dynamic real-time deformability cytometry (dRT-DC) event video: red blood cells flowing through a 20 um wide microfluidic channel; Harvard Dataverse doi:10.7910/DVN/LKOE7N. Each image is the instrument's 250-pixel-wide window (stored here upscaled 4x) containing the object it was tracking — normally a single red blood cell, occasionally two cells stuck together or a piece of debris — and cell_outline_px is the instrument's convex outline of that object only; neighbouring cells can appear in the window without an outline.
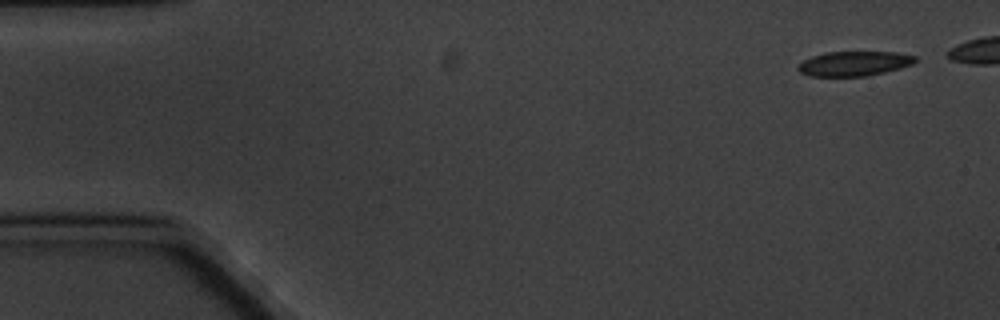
{"species": "common noctule bat (a hibernating species)", "species_latin": "Nyctalus noctula", "temperature_condition": "cold", "stored_images_in_passage": 6, "camera_frame_rate_fps": 3000, "um_per_image_px": 0.085, "animal": {"sex": "male", "body_mass_g": 20.1, "forearm_length_mm": 53.5}, "frame": {"image": 1, "passage_image": 1, "time_ms": 0.0, "image_size_px": [1000, 320], "cell_outline_px": [[916, 60], [912, 64], [900, 68], [868, 76], [808, 76], [800, 72], [796, 68], [804, 60], [812, 56], [824, 52], [896, 52], [916, 56]], "centroid_in_image_um": [72.59, 5.4], "position_along_channel_um": 12.4, "area_um2": 16.82}}
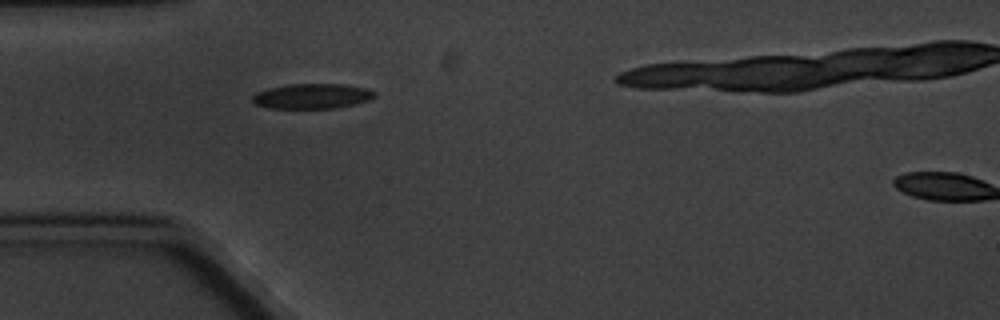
{"frame": {"image": 2, "passage_image": 5, "time_ms": 4.667, "image_size_px": [1000, 320], "cell_outline_px": [[376, 96], [368, 100], [336, 108], [268, 108], [256, 104], [252, 100], [252, 96], [256, 92], [268, 88], [288, 84], [344, 84], [364, 88], [376, 92]], "centroid_in_image_um": [26.5, 8.17], "position_along_channel_um": 58.5, "area_um2": 17.74}}